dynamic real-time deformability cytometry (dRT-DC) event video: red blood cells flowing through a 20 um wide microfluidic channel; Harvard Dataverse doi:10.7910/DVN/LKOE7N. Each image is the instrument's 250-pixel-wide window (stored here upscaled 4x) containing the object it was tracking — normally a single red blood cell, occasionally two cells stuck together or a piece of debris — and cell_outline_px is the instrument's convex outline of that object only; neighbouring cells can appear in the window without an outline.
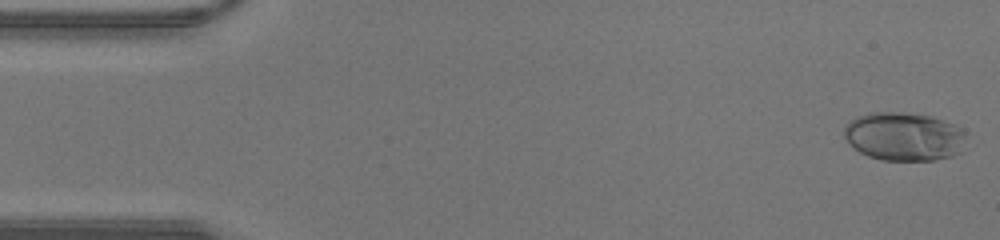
{"species": "human", "species_latin": "Homo sapiens", "temperature_condition": "warm", "stored_images_in_passage": 42, "camera_frame_rate_fps": 3000, "um_per_image_px": 0.085, "donor": {"sex": "male"}, "frame": {"image": 1, "passage_image": 1, "time_ms": 0.0, "image_size_px": [1000, 240], "cell_outline_px": [[964, 132], [960, 152], [952, 156], [932, 160], [880, 160], [868, 156], [860, 152], [844, 136], [844, 128], [856, 116], [872, 112], [900, 112], [928, 116], [956, 124], [964, 128]], "centroid_in_image_um": [76.84, 11.6], "position_along_channel_um": 8.2, "area_um2": 34.16}}
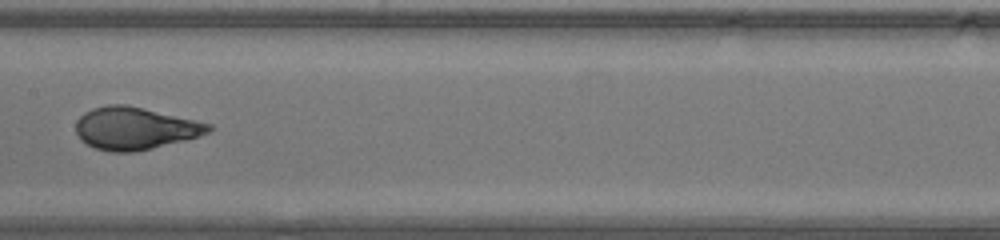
{"frame": {"image": 2, "passage_image": 21, "time_ms": 6.667, "image_size_px": [1000, 240], "cell_outline_px": [[212, 128], [208, 132], [200, 136], [136, 152], [112, 152], [96, 148], [80, 140], [76, 132], [76, 120], [84, 112], [92, 108], [108, 104], [128, 104], [212, 124]], "centroid_in_image_um": [11.45, 10.9], "position_along_channel_um": 196.0, "area_um2": 32.83}}
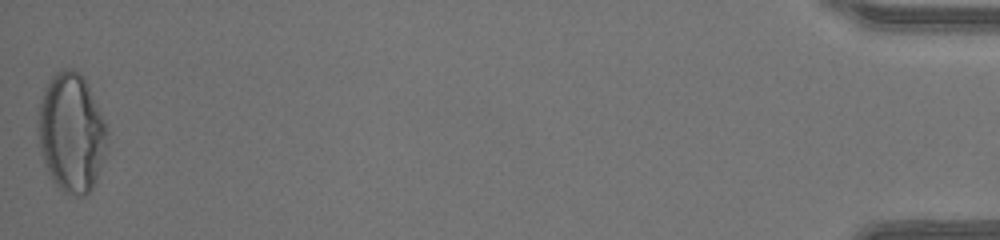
{"frame": {"image": 3, "passage_image": 42, "time_ms": 13.667, "image_size_px": [1000, 240], "cell_outline_px": [[108, 132], [104, 160], [96, 180], [92, 188], [84, 196], [76, 196], [64, 192], [52, 180], [48, 172], [40, 152], [40, 104], [44, 92], [52, 76], [56, 72], [68, 68], [72, 68], [80, 72], [104, 120]], "centroid_in_image_um": [6.1, 11.32], "position_along_channel_um": 429.1, "area_um2": 46.99}}